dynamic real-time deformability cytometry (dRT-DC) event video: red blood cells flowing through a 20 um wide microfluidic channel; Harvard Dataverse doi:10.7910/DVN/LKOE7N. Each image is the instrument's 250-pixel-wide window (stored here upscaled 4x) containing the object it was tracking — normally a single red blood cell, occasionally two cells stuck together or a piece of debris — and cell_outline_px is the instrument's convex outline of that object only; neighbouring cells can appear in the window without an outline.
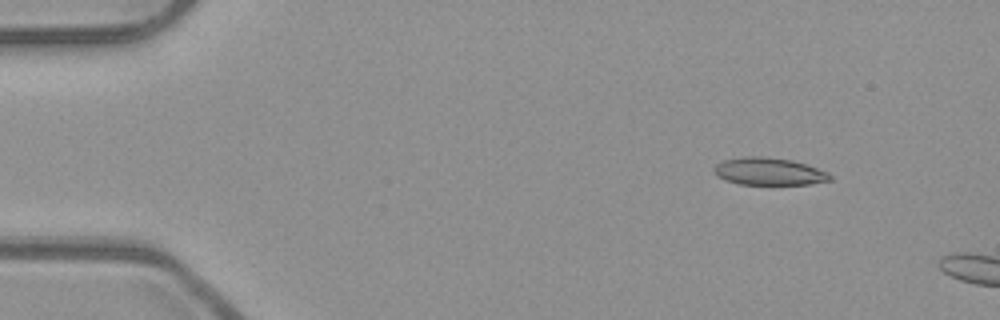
{"species": "common noctule bat (a hibernating species)", "species_latin": "Nyctalus noctula", "temperature_condition": "room temperature", "stored_images_in_passage": 17, "camera_frame_rate_fps": 3000, "um_per_image_px": 0.085, "animal": {"sex": "male", "body_mass_g": 23.1, "forearm_length_mm": 52.7}, "frame": {"image": 1, "passage_image": 6, "time_ms": 1.667, "image_size_px": [1000, 320], "cell_outline_px": [[832, 180], [808, 184], [740, 184], [724, 180], [716, 176], [712, 168], [716, 164], [724, 160], [744, 156], [764, 156], [792, 160], [828, 172], [832, 176]], "centroid_in_image_um": [65.32, 14.57], "position_along_channel_um": 19.7, "area_um2": 18.55}}